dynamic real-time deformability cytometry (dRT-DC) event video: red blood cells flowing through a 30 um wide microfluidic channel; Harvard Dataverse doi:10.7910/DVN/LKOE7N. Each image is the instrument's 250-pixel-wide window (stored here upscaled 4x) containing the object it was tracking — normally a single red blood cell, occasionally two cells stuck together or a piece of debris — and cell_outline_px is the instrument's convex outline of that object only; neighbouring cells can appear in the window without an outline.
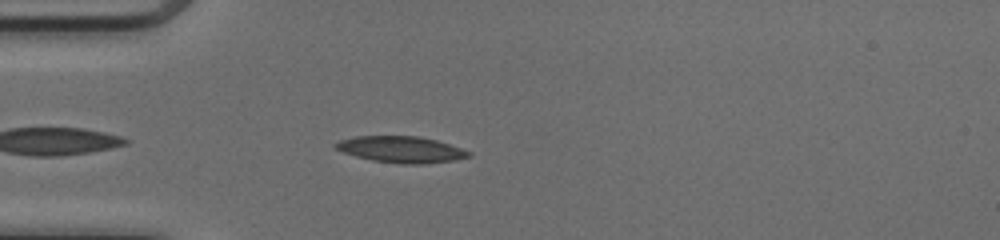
{"species": "common noctule bat (a hibernating species)", "species_latin": "Nyctalus noctula", "temperature_condition": "cold", "stored_images_in_passage": 38, "camera_frame_rate_fps": 3000, "um_per_image_px": 0.085, "animal": {"sex": "female", "body_mass_g": 17.0, "forearm_length_mm": 48.0}, "frame": {"image": 1, "passage_image": 3, "time_ms": 0.667, "image_size_px": [1000, 240], "cell_outline_px": [[472, 156], [456, 160], [424, 164], [400, 164], [372, 160], [356, 156], [344, 152], [336, 148], [332, 144], [340, 140], [356, 136], [416, 136], [436, 140], [472, 152]], "centroid_in_image_um": [34.11, 12.71], "position_along_channel_um": 50.9, "area_um2": 20.4}}
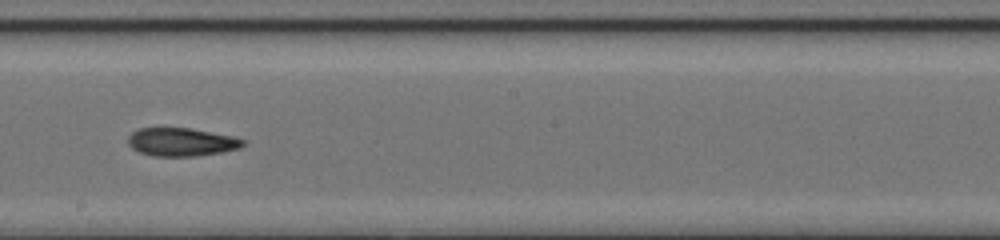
{"frame": {"image": 2, "passage_image": 17, "time_ms": 5.333, "image_size_px": [1000, 240], "cell_outline_px": [[244, 144], [240, 148], [220, 152], [196, 156], [152, 156], [140, 152], [132, 148], [128, 144], [128, 136], [132, 132], [140, 128], [192, 128], [232, 136], [244, 140]], "centroid_in_image_um": [15.4, 12.07], "position_along_channel_um": 232.8, "area_um2": 18.84}}
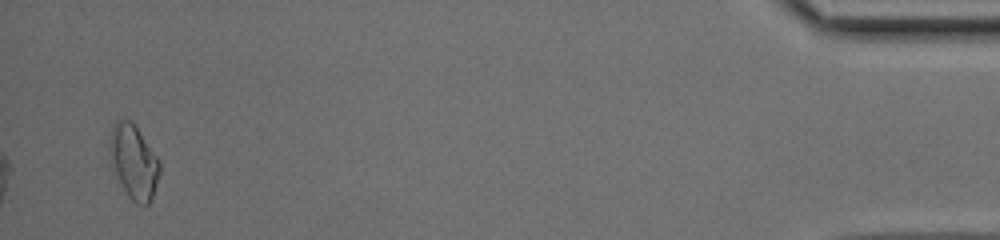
{"frame": {"image": 3, "passage_image": 37, "time_ms": 12.0, "image_size_px": [1000, 240], "cell_outline_px": [[160, 172], [152, 196], [148, 204], [136, 204], [128, 196], [116, 180], [112, 172], [108, 152], [112, 124], [116, 120], [132, 120], [160, 160]], "centroid_in_image_um": [11.32, 13.74], "position_along_channel_um": 423.9, "area_um2": 22.02}, "authors_computed_cell_mechanics": {"area_um2": 19.4497, "velocity_mm_per_s": 4.139, "shape_relaxation_time_tau1_ms": null, "shape_relaxation_time_tau2_ms": 5.9915, "deformation_change_tau1": null, "deformation_change_tau2": 0.1486}}